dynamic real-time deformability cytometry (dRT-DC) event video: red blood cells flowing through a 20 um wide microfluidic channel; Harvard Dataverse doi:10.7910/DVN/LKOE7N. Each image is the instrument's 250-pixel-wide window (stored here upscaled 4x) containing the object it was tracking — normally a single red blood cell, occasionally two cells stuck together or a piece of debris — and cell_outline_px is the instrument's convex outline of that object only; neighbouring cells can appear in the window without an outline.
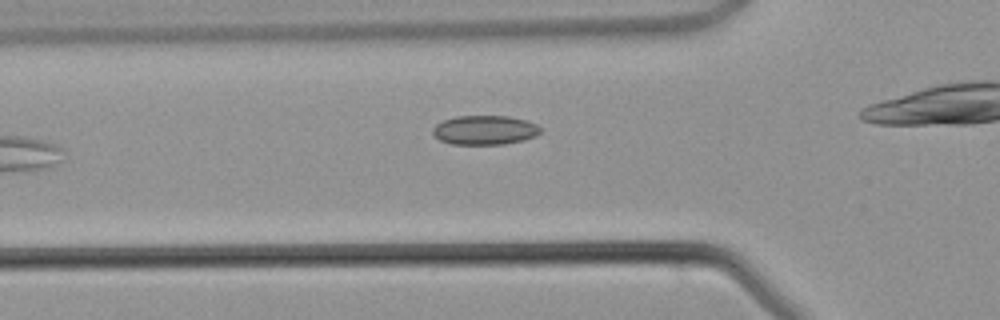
{"species": "common noctule bat (a hibernating species)", "species_latin": "Nyctalus noctula", "temperature_condition": "warm", "stored_images_in_passage": 5, "camera_frame_rate_fps": 3000, "um_per_image_px": 0.085, "animal": {"sex": "male", "body_mass_g": 21.5, "forearm_length_mm": 52.0}, "frame": {"image": 1, "passage_image": 4, "time_ms": 3.667, "image_size_px": [1000, 320], "cell_outline_px": [[544, 128], [536, 136], [524, 140], [504, 144], [452, 144], [440, 140], [432, 132], [432, 128], [436, 124], [444, 120], [456, 116], [508, 116], [528, 120]], "centroid_in_image_um": [41.25, 11.05], "position_along_channel_um": 84.6, "area_um2": 18.5}}